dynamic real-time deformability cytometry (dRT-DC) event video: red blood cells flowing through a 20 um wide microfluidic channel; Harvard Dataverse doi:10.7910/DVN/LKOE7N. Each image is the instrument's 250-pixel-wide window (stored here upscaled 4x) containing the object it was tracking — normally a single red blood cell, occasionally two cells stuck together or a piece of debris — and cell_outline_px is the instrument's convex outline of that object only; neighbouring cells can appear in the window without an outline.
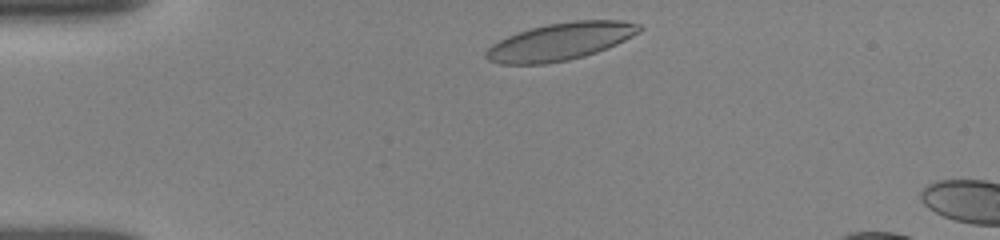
{"species": "human", "species_latin": "Homo sapiens", "temperature_condition": "room temperature", "stored_images_in_passage": 2, "camera_frame_rate_fps": 3000, "um_per_image_px": 0.085, "donor": {"sex": "female"}, "frame": {"image": 1, "passage_image": 1, "time_ms": 0.0, "image_size_px": [1000, 240], "cell_outline_px": [[644, 28], [640, 32], [616, 44], [596, 52], [584, 56], [568, 60], [544, 64], [500, 64], [488, 60], [484, 56], [484, 52], [492, 44], [508, 36], [532, 28], [548, 24], [576, 20], [620, 20], [640, 24]], "centroid_in_image_um": [47.63, 3.53], "position_along_channel_um": 37.4, "area_um2": 33.23}}